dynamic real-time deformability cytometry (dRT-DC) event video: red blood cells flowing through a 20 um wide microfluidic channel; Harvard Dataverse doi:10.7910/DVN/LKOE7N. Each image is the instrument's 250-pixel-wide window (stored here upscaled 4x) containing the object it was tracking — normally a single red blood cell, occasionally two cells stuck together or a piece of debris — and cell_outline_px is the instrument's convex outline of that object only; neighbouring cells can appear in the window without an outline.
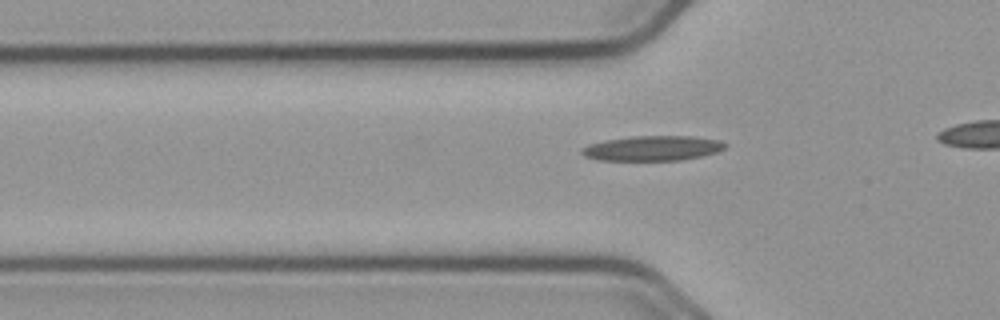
{"species": "common noctule bat (a hibernating species)", "species_latin": "Nyctalus noctula", "temperature_condition": "cold", "stored_images_in_passage": 36, "camera_frame_rate_fps": 3000, "um_per_image_px": 0.085, "animal": {"sex": "male", "body_mass_g": 23.1, "forearm_length_mm": 52.7}, "frame": {"image": 1, "passage_image": 9, "time_ms": 2.667, "image_size_px": [1000, 320], "cell_outline_px": [[728, 144], [720, 152], [680, 160], [600, 160], [584, 156], [580, 152], [580, 148], [588, 144], [608, 140], [632, 136], [692, 136], [720, 140]], "centroid_in_image_um": [55.48, 12.6], "position_along_channel_um": 70.3, "area_um2": 20.87}}
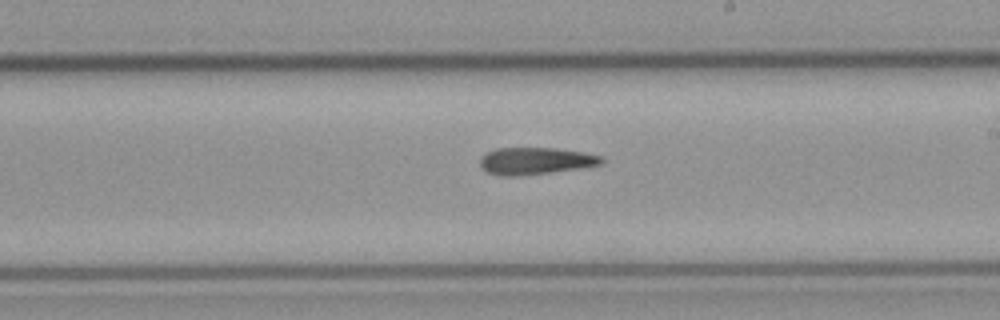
{"frame": {"image": 2, "passage_image": 23, "time_ms": 7.333, "image_size_px": [1000, 320], "cell_outline_px": [[604, 160], [600, 164], [576, 168], [520, 176], [500, 176], [488, 172], [480, 164], [480, 156], [484, 152], [496, 148], [556, 148], [584, 152], [604, 156]], "centroid_in_image_um": [45.47, 13.66], "position_along_channel_um": 243.5, "area_um2": 19.07}}
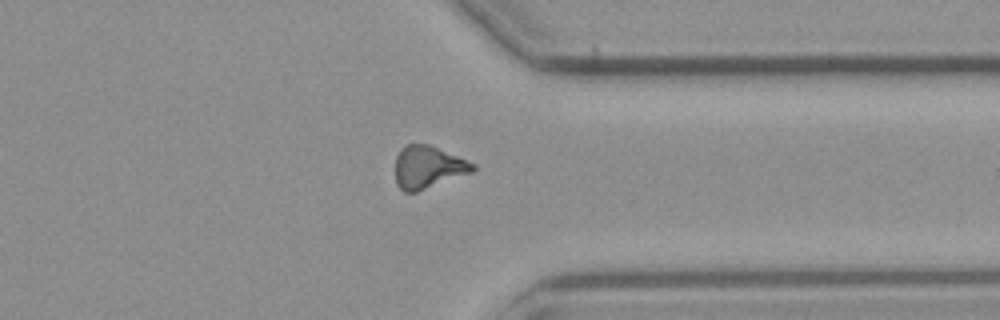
{"frame": {"image": 3, "passage_image": 34, "time_ms": 11.0, "image_size_px": [1000, 320], "cell_outline_px": [[476, 168], [472, 172], [416, 192], [404, 192], [396, 184], [396, 156], [400, 148], [404, 144], [428, 144], [476, 164]], "centroid_in_image_um": [36.36, 14.2], "position_along_channel_um": 375.0, "area_um2": 19.07}}